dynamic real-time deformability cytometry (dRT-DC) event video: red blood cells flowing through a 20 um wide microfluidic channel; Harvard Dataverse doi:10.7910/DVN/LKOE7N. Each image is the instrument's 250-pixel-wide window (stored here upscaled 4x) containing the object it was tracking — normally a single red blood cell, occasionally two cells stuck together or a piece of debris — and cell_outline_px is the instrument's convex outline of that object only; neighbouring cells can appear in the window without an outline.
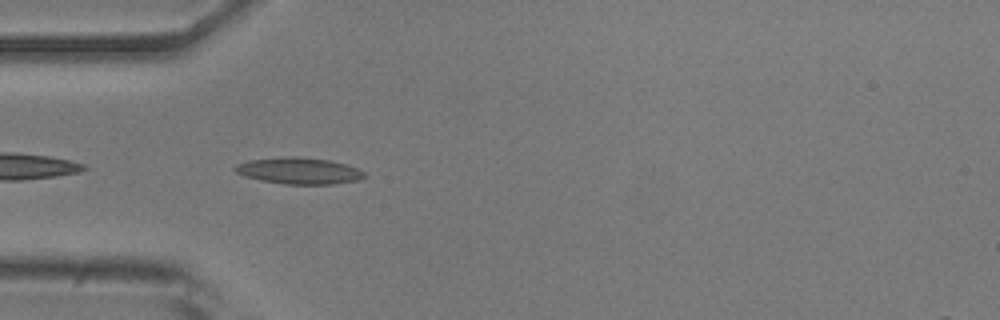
{"species": "common noctule bat (a hibernating species)", "species_latin": "Nyctalus noctula", "temperature_condition": "room temperature", "stored_images_in_passage": 38, "camera_frame_rate_fps": 3000, "um_per_image_px": 0.085, "animal": {"sex": "male", "body_mass_g": 20.5, "forearm_length_mm": 52.5}, "frame": {"image": 1, "passage_image": 2, "time_ms": 0.333, "image_size_px": [1000, 320], "cell_outline_px": [[364, 176], [356, 180], [332, 184], [284, 184], [260, 180], [244, 176], [236, 172], [232, 168], [236, 164], [248, 160], [280, 156], [296, 156], [328, 160], [344, 164], [356, 168], [364, 172]], "centroid_in_image_um": [25.32, 14.5], "position_along_channel_um": 59.7, "area_um2": 19.88}}
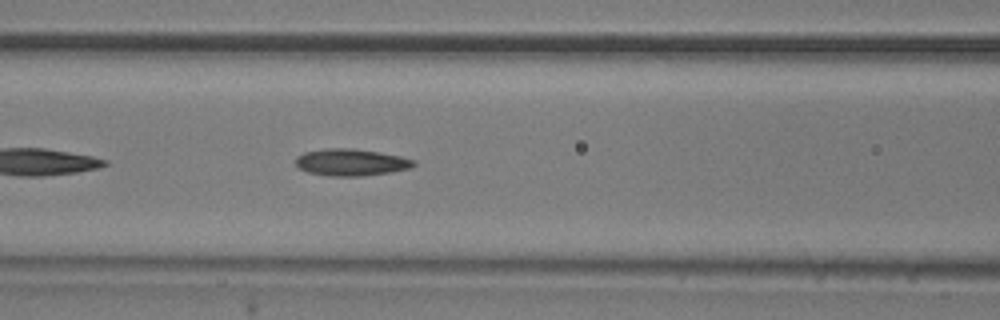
{"frame": {"image": 2, "passage_image": 8, "time_ms": 2.333, "image_size_px": [1000, 320], "cell_outline_px": [[416, 164], [412, 168], [392, 172], [364, 176], [328, 176], [308, 172], [300, 168], [296, 164], [296, 156], [304, 152], [324, 148], [352, 148], [400, 156], [416, 160]], "centroid_in_image_um": [29.86, 13.8], "position_along_channel_um": 136.7, "area_um2": 18.61}}
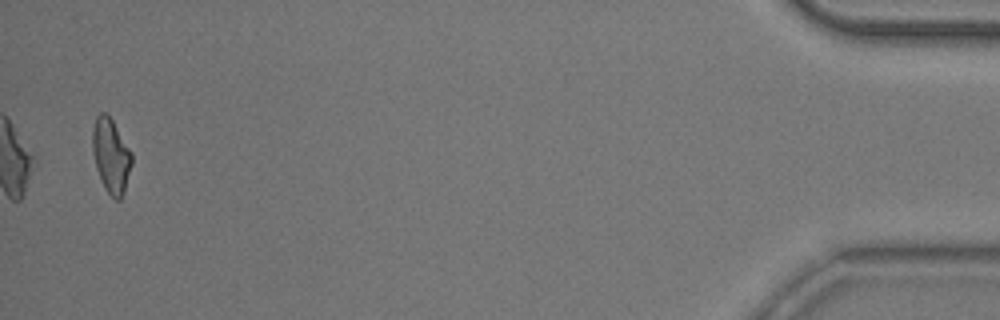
{"frame": {"image": 3, "passage_image": 37, "time_ms": 12.0, "image_size_px": [1000, 320], "cell_outline_px": [[132, 164], [124, 192], [120, 200], [116, 200], [104, 188], [96, 168], [92, 152], [92, 128], [96, 116], [100, 112], [104, 112], [112, 120], [132, 152]], "centroid_in_image_um": [9.42, 13.23], "position_along_channel_um": 425.8, "area_um2": 17.05}, "authors_computed_cell_mechanics": {"area_um2": 17.4267, "velocity_mm_per_s": 3.9111, "shape_relaxation_time_tau1_ms": 6.7541, "shape_relaxation_time_tau2_ms": 2.2617, "deformation_change_tau1": 0.1678, "deformation_change_tau2": 0.1003}}